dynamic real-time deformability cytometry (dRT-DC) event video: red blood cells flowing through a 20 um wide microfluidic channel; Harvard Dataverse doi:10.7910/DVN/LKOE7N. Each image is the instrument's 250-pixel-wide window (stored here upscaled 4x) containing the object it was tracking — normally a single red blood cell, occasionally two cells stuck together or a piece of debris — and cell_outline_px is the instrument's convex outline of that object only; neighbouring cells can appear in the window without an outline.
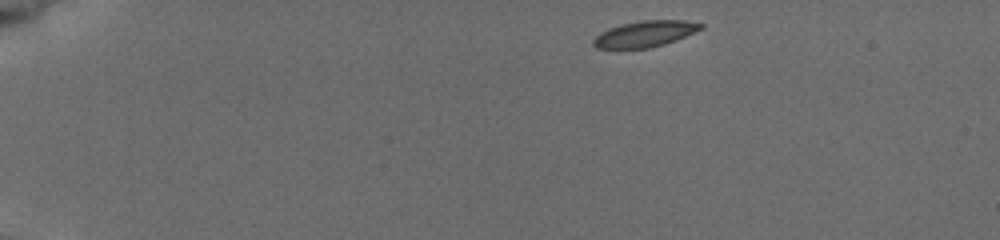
{"species": "common noctule bat (a hibernating species)", "species_latin": "Nyctalus noctula", "temperature_condition": "cold", "stored_images_in_passage": 5, "camera_frame_rate_fps": 3000, "um_per_image_px": 0.085, "animal": {"sex": "female", "body_mass_g": 19.5, "forearm_length_mm": 54.1}, "frame": {"image": 1, "passage_image": 1, "time_ms": 0.0, "image_size_px": [1000, 240], "cell_outline_px": [[704, 28], [676, 40], [652, 48], [596, 48], [592, 44], [592, 40], [600, 32], [608, 28], [620, 24], [644, 20], [684, 20], [704, 24]], "centroid_in_image_um": [54.82, 2.87], "position_along_channel_um": 30.2, "area_um2": 16.42}}
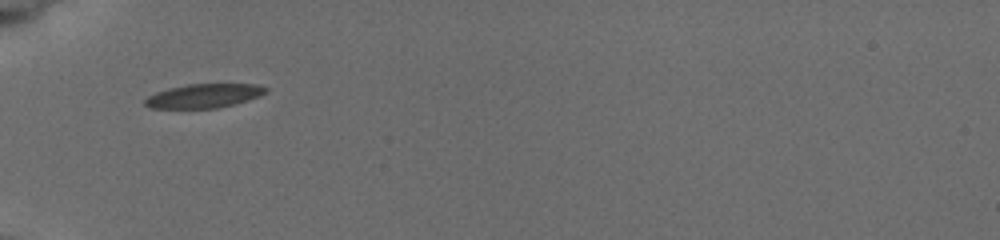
{"frame": {"image": 2, "passage_image": 4, "time_ms": 3.333, "image_size_px": [1000, 240], "cell_outline_px": [[268, 92], [260, 96], [232, 104], [216, 108], [148, 108], [144, 104], [144, 100], [148, 96], [156, 92], [188, 84], [256, 84], [268, 88]], "centroid_in_image_um": [17.33, 8.14], "position_along_channel_um": 67.7, "area_um2": 16.7}}
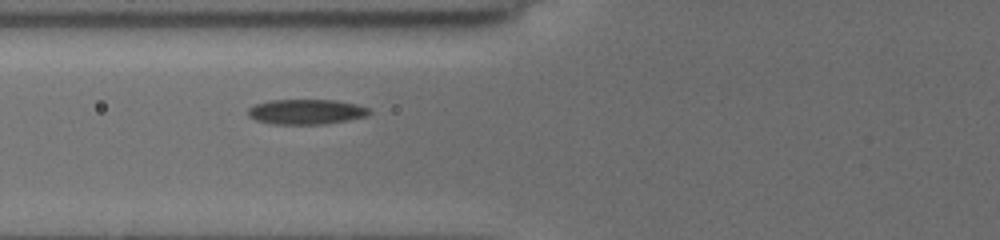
{"frame": {"image": 3, "passage_image": 5, "time_ms": 4.333, "image_size_px": [1000, 240], "cell_outline_px": [[372, 112], [368, 116], [348, 120], [324, 124], [272, 124], [256, 120], [248, 116], [248, 108], [256, 104], [272, 100], [336, 100], [356, 104], [368, 108]], "centroid_in_image_um": [26.05, 9.5], "position_along_channel_um": 99.8, "area_um2": 17.74}}